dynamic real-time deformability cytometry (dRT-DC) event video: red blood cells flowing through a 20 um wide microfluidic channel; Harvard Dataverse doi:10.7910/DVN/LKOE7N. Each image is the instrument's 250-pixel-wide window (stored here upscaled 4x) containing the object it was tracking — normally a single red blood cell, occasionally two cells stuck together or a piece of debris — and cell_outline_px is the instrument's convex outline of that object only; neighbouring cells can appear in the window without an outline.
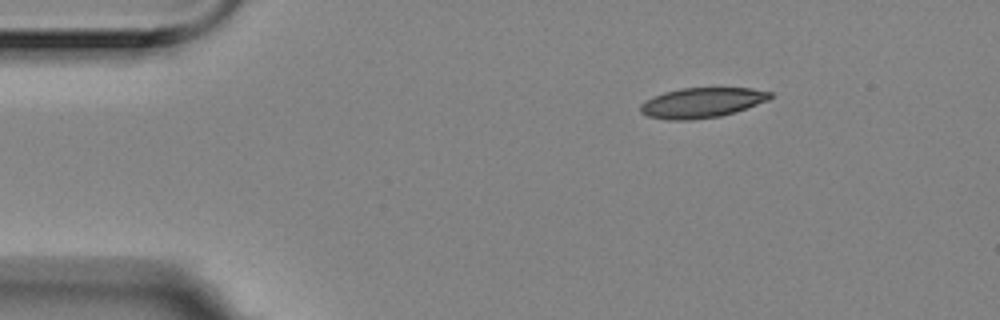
{"species": "Egyptian fruit bat (a non-hibernating species)", "species_latin": "Rousettus aegyptiacus", "temperature_condition": "room temperature", "stored_images_in_passage": 2, "camera_frame_rate_fps": 3000, "um_per_image_px": 0.085, "animal": {"sex": "female"}, "frame": {"image": 1, "passage_image": 1, "time_ms": 0.0, "image_size_px": [1000, 320], "cell_outline_px": [[772, 96], [768, 100], [736, 112], [720, 116], [688, 120], [668, 120], [648, 116], [640, 112], [640, 104], [644, 100], [664, 92], [680, 88], [752, 88], [772, 92]], "centroid_in_image_um": [59.64, 8.73], "position_along_channel_um": 25.4, "area_um2": 22.77}}